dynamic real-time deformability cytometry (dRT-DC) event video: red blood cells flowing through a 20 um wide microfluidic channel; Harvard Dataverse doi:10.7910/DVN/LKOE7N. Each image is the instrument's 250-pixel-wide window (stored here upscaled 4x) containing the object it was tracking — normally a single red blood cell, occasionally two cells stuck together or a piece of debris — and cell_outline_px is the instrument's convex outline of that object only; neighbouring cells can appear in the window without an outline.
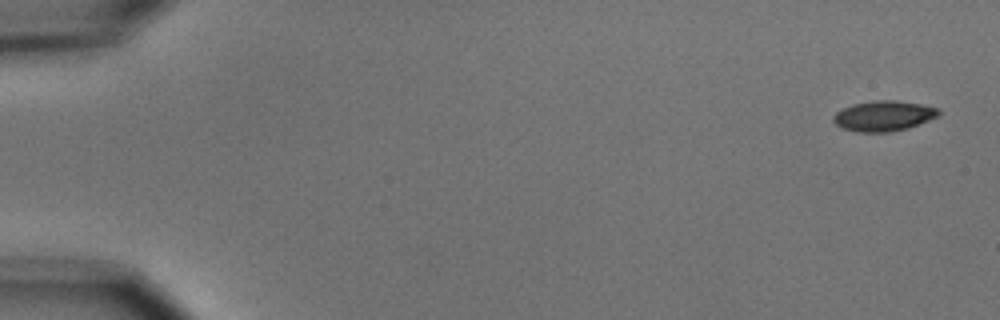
{"species": "common noctule bat (a hibernating species)", "species_latin": "Nyctalus noctula", "temperature_condition": "cold", "stored_images_in_passage": 5, "camera_frame_rate_fps": 3000, "um_per_image_px": 0.085, "animal": {"sex": "male", "body_mass_g": 15.6}, "frame": {"image": 1, "passage_image": 1, "time_ms": 0.0, "image_size_px": [1000, 320], "cell_outline_px": [[940, 112], [936, 116], [928, 120], [908, 128], [888, 132], [860, 132], [844, 128], [836, 124], [832, 120], [832, 116], [836, 112], [852, 104], [876, 100], [892, 100], [920, 104], [936, 108]], "centroid_in_image_um": [75.06, 9.85], "position_along_channel_um": 9.9, "area_um2": 18.26}}
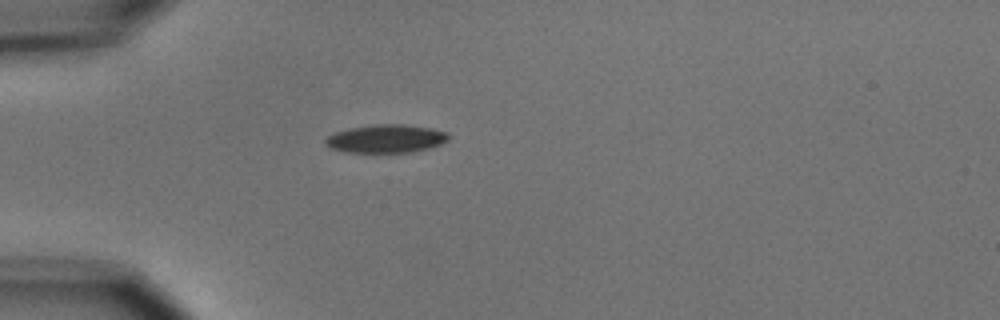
{"frame": {"image": 2, "passage_image": 5, "time_ms": 4.667, "image_size_px": [1000, 320], "cell_outline_px": [[452, 136], [448, 140], [440, 144], [428, 148], [412, 152], [344, 152], [332, 148], [324, 144], [324, 140], [328, 136], [336, 132], [348, 128], [376, 124], [404, 124], [428, 128], [448, 132]], "centroid_in_image_um": [32.82, 11.78], "position_along_channel_um": 52.2, "area_um2": 20.23}}